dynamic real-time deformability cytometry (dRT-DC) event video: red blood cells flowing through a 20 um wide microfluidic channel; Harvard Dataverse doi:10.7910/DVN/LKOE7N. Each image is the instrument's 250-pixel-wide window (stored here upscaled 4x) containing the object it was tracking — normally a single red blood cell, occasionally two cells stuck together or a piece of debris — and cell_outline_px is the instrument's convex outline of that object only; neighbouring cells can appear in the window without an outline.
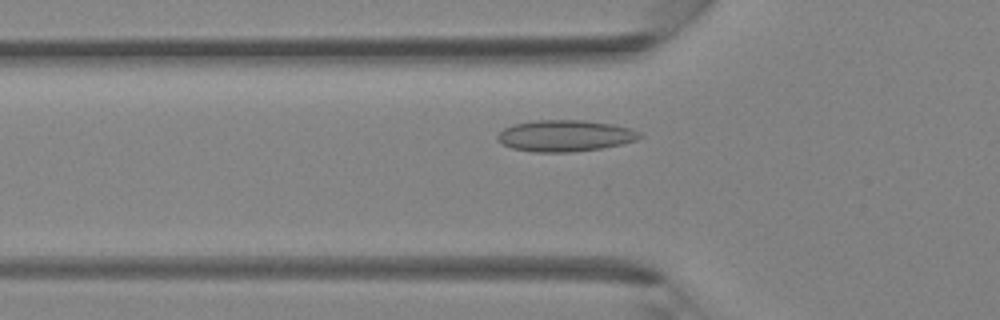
{"species": "Egyptian fruit bat (a non-hibernating species)", "species_latin": "Rousettus aegyptiacus", "temperature_condition": "room temperature", "stored_images_in_passage": 38, "camera_frame_rate_fps": 3000, "um_per_image_px": 0.085, "animal": {"sex": "female"}, "frame": {"image": 1, "passage_image": 11, "time_ms": 3.333, "image_size_px": [1000, 320], "cell_outline_px": [[644, 136], [636, 140], [624, 144], [600, 148], [572, 152], [532, 152], [512, 148], [504, 144], [496, 136], [504, 128], [512, 124], [536, 120], [584, 120], [612, 124], [632, 128], [640, 132]], "centroid_in_image_um": [48.07, 11.53], "position_along_channel_um": 77.7, "area_um2": 26.13}}
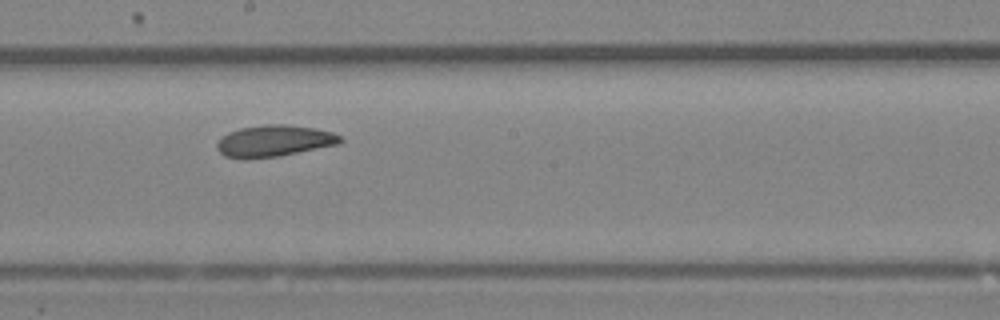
{"frame": {"image": 2, "passage_image": 20, "time_ms": 6.333, "image_size_px": [1000, 320], "cell_outline_px": [[344, 140], [340, 144], [280, 156], [248, 160], [244, 160], [224, 156], [216, 148], [216, 144], [228, 132], [240, 128], [268, 124], [284, 124], [316, 128], [332, 132], [344, 136]], "centroid_in_image_um": [23.33, 11.99], "position_along_channel_um": 224.9, "area_um2": 23.06}}
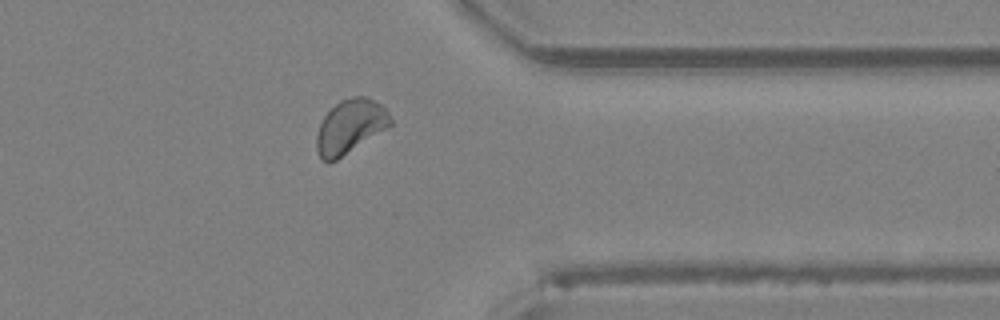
{"frame": {"image": 3, "passage_image": 30, "time_ms": 9.667, "image_size_px": [1000, 320], "cell_outline_px": [[392, 124], [388, 128], [336, 160], [328, 164], [320, 160], [316, 148], [316, 136], [320, 124], [324, 116], [340, 100], [352, 96], [364, 96], [380, 104], [388, 112], [392, 120]], "centroid_in_image_um": [29.74, 10.78], "position_along_channel_um": 381.7, "area_um2": 23.24}}